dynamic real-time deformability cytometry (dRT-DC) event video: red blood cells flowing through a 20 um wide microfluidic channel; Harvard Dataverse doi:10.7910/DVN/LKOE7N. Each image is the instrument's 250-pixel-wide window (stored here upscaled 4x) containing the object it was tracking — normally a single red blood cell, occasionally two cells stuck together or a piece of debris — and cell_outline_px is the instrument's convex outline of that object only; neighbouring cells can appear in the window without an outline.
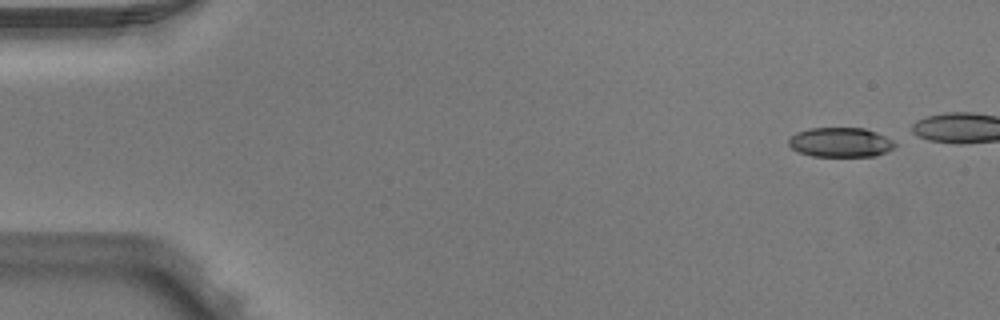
{"species": "Egyptian fruit bat (a non-hibernating species)", "species_latin": "Rousettus aegyptiacus", "temperature_condition": "warm", "stored_images_in_passage": 5, "camera_frame_rate_fps": 3000, "um_per_image_px": 0.085, "animal": {"sex": "male"}, "frame": {"image": 1, "passage_image": 1, "time_ms": 0.0, "image_size_px": [1000, 320], "cell_outline_px": [[896, 144], [892, 148], [876, 156], [812, 156], [800, 152], [792, 148], [788, 144], [788, 140], [796, 132], [808, 128], [864, 128], [876, 132], [892, 140]], "centroid_in_image_um": [71.41, 12.09], "position_along_channel_um": 13.6, "area_um2": 18.15}}
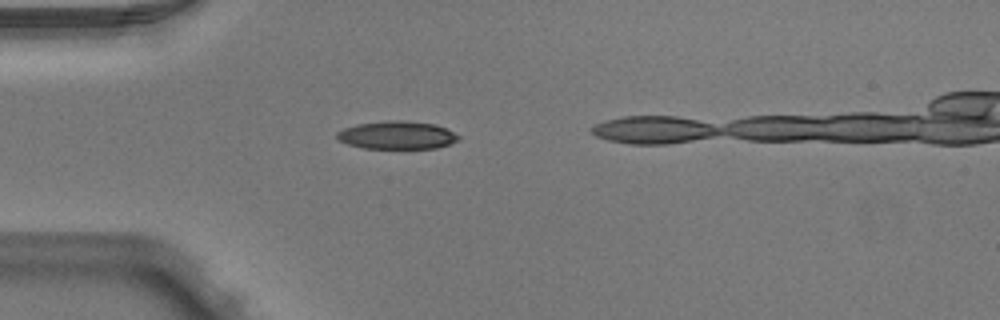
{"frame": {"image": 2, "passage_image": 4, "time_ms": 1.0, "image_size_px": [1000, 320], "cell_outline_px": [[460, 140], [436, 148], [364, 148], [348, 144], [340, 140], [336, 136], [336, 132], [344, 128], [356, 124], [388, 120], [404, 120], [436, 124], [460, 136]], "centroid_in_image_um": [33.74, 11.48], "position_along_channel_um": 51.3, "area_um2": 19.77}}